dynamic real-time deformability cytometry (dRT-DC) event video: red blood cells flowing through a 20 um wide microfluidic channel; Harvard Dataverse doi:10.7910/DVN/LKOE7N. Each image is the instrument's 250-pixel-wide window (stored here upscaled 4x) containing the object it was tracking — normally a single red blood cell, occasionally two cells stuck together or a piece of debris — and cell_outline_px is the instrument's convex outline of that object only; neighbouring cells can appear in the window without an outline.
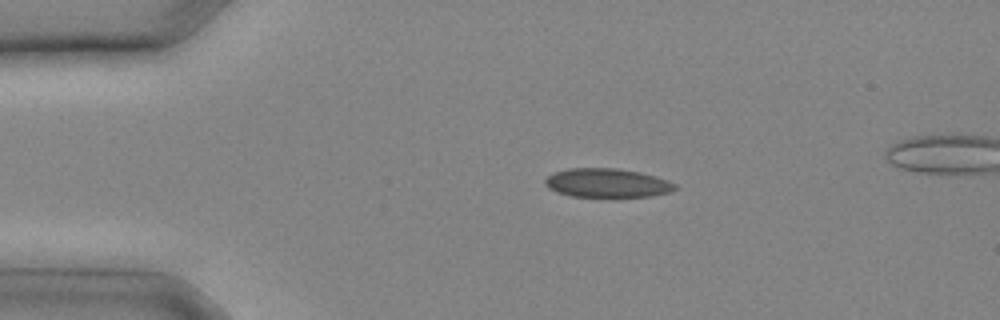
{"species": "common noctule bat (a hibernating species)", "species_latin": "Nyctalus noctula", "temperature_condition": "cold", "stored_images_in_passage": 10, "camera_frame_rate_fps": 3000, "um_per_image_px": 0.085, "animal": {"sex": "male", "body_mass_g": 20.4}, "frame": {"image": 1, "passage_image": 1, "time_ms": 0.0, "image_size_px": [1000, 320], "cell_outline_px": [[676, 188], [668, 192], [652, 196], [616, 200], [612, 200], [572, 196], [556, 192], [548, 188], [544, 184], [544, 180], [548, 176], [556, 172], [568, 168], [616, 168], [640, 172], [656, 176], [668, 180], [676, 184]], "centroid_in_image_um": [51.62, 15.61], "position_along_channel_um": 33.4, "area_um2": 22.95}}
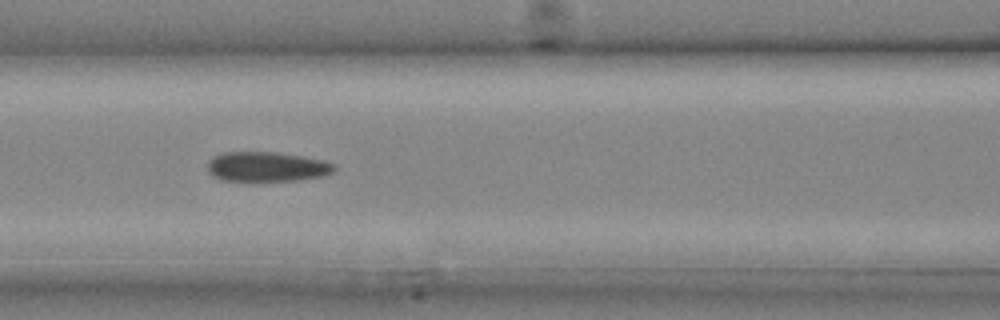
{"frame": {"image": 2, "passage_image": 7, "time_ms": 2.0, "image_size_px": [1000, 320], "cell_outline_px": [[336, 168], [332, 172], [320, 176], [296, 180], [220, 180], [212, 176], [208, 172], [208, 160], [224, 152], [276, 152], [304, 156], [324, 160], [336, 164]], "centroid_in_image_um": [22.68, 14.15], "position_along_channel_um": 143.9, "area_um2": 21.85}}
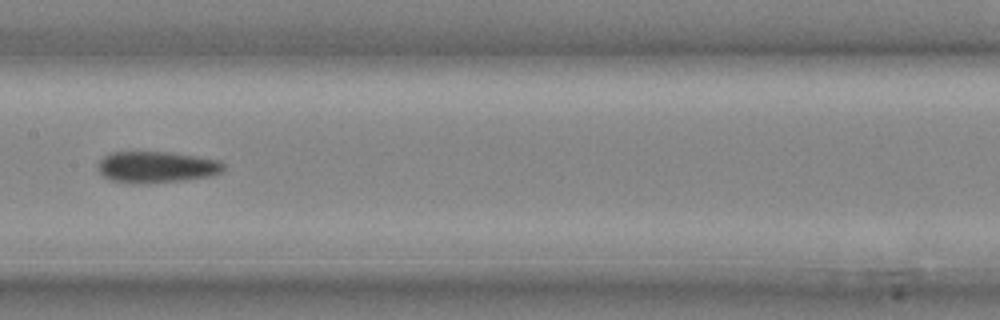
{"frame": {"image": 3, "passage_image": 9, "time_ms": 2.667, "image_size_px": [1000, 320], "cell_outline_px": [[224, 168], [220, 172], [208, 176], [180, 180], [112, 180], [104, 176], [100, 172], [100, 160], [104, 156], [112, 152], [172, 152], [220, 160], [224, 164]], "centroid_in_image_um": [13.37, 14.13], "position_along_channel_um": 194.0, "area_um2": 21.62}}